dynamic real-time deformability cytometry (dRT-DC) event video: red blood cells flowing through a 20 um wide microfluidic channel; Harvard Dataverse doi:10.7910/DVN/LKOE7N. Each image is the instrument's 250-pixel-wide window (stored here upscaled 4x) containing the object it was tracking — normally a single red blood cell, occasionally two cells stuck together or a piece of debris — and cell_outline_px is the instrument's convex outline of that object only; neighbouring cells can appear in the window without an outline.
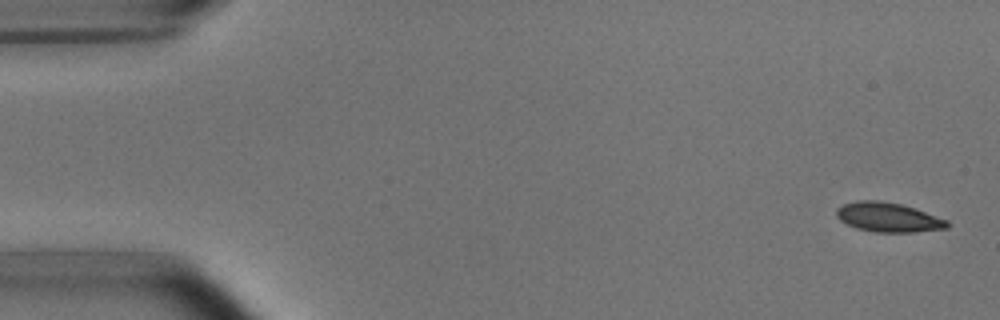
{"species": "common noctule bat (a hibernating species)", "species_latin": "Nyctalus noctula", "temperature_condition": "room temperature", "stored_images_in_passage": 4, "camera_frame_rate_fps": 3000, "um_per_image_px": 0.085, "animal": {"sex": "male", "body_mass_g": 15.6}, "frame": {"image": 1, "passage_image": 1, "time_ms": 0.0, "image_size_px": [1000, 320], "cell_outline_px": [[948, 228], [912, 232], [876, 232], [856, 228], [840, 220], [836, 216], [836, 208], [844, 204], [856, 200], [880, 200], [900, 204], [948, 220]], "centroid_in_image_um": [75.46, 18.46], "position_along_channel_um": 9.5, "area_um2": 18.79}}
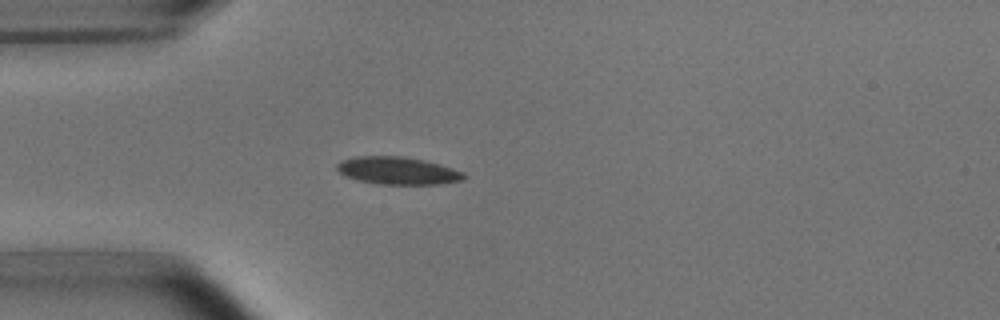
{"frame": {"image": 2, "passage_image": 4, "time_ms": 4.333, "image_size_px": [1000, 320], "cell_outline_px": [[464, 180], [440, 184], [380, 184], [360, 180], [344, 176], [336, 168], [336, 164], [340, 160], [356, 156], [404, 156], [424, 160], [440, 164], [464, 172]], "centroid_in_image_um": [33.79, 14.5], "position_along_channel_um": 51.2, "area_um2": 20.4}}